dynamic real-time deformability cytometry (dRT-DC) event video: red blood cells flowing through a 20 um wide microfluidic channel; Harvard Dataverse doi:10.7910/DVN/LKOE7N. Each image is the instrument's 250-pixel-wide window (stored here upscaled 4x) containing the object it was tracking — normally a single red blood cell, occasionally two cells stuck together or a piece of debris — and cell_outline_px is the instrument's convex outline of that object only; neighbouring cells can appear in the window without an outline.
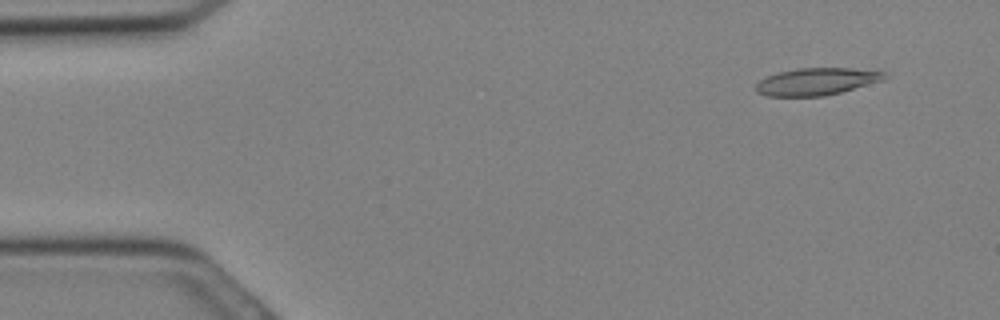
{"species": "Egyptian fruit bat (a non-hibernating species)", "species_latin": "Rousettus aegyptiacus", "temperature_condition": "cold", "stored_images_in_passage": 15, "camera_frame_rate_fps": 3000, "um_per_image_px": 0.085, "animal": {"sex": "female"}, "frame": {"image": 1, "passage_image": 3, "time_ms": 0.667, "image_size_px": [1000, 320], "cell_outline_px": [[888, 76], [884, 80], [840, 92], [824, 96], [764, 96], [756, 92], [756, 84], [760, 80], [776, 72], [796, 68], [852, 68], [884, 72]], "centroid_in_image_um": [69.38, 6.93], "position_along_channel_um": 15.6, "area_um2": 20.4}}
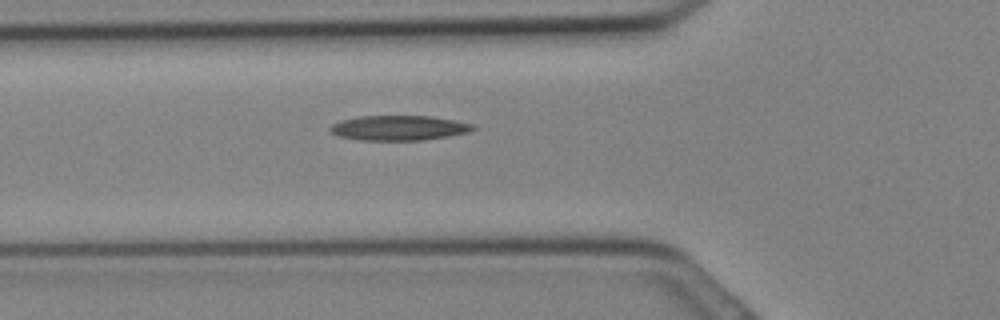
{"frame": {"image": 2, "passage_image": 11, "time_ms": 3.333, "image_size_px": [1000, 320], "cell_outline_px": [[476, 128], [472, 132], [424, 140], [360, 140], [340, 136], [332, 132], [328, 128], [332, 124], [340, 120], [360, 116], [432, 116], [472, 124]], "centroid_in_image_um": [33.91, 10.87], "position_along_channel_um": 91.9, "area_um2": 20.69}}
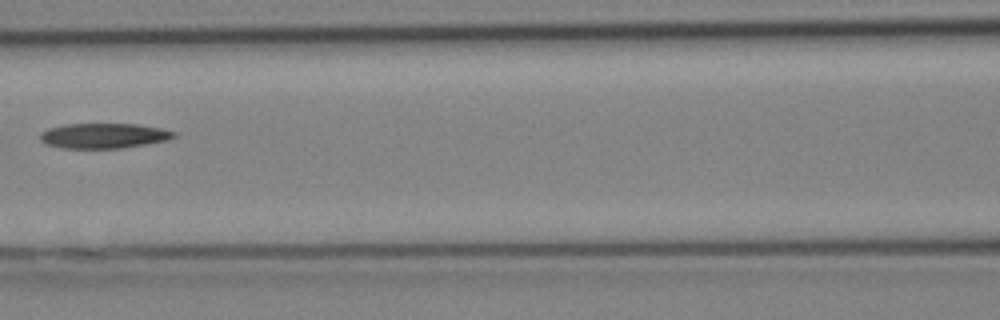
{"frame": {"image": 3, "passage_image": 14, "time_ms": 4.333, "image_size_px": [1000, 320], "cell_outline_px": [[176, 136], [168, 140], [120, 148], [64, 148], [48, 144], [40, 140], [40, 132], [48, 128], [64, 124], [140, 124], [160, 128], [176, 132]], "centroid_in_image_um": [8.82, 11.53], "position_along_channel_um": 157.8, "area_um2": 19.48}}